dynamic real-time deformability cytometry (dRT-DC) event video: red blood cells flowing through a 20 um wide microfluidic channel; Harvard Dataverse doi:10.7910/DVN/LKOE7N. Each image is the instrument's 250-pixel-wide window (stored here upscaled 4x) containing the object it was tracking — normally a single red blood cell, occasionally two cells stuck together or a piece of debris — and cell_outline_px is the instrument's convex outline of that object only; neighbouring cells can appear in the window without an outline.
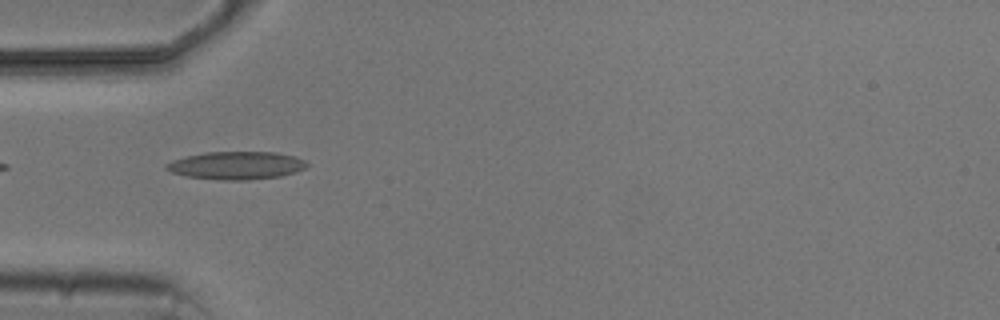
{"species": "common noctule bat (a hibernating species)", "species_latin": "Nyctalus noctula", "temperature_condition": "cold", "stored_images_in_passage": 6, "camera_frame_rate_fps": 3000, "um_per_image_px": 0.085, "animal": {"sex": "male", "body_mass_g": 20.5, "forearm_length_mm": 52.5}, "frame": {"image": 1, "passage_image": 4, "time_ms": 3.333, "image_size_px": [1000, 320], "cell_outline_px": [[308, 164], [304, 168], [296, 172], [280, 176], [248, 180], [220, 180], [188, 176], [172, 172], [164, 168], [164, 164], [172, 160], [204, 152], [276, 152], [296, 156], [304, 160]], "centroid_in_image_um": [20.09, 14.06], "position_along_channel_um": 64.9, "area_um2": 22.83}}
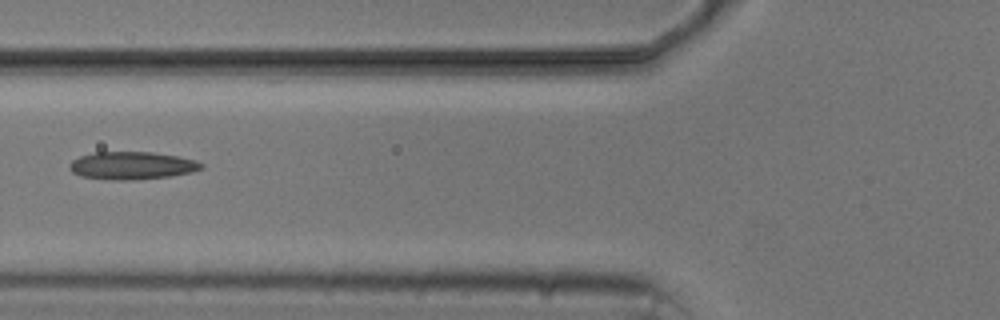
{"frame": {"image": 2, "passage_image": 5, "time_ms": 4.667, "image_size_px": [1000, 320], "cell_outline_px": [[204, 168], [192, 172], [172, 176], [136, 180], [112, 180], [80, 176], [72, 172], [68, 168], [68, 164], [72, 160], [80, 156], [92, 152], [152, 152], [176, 156], [196, 160], [204, 164]], "centroid_in_image_um": [11.21, 14.08], "position_along_channel_um": 114.6, "area_um2": 21.56}}
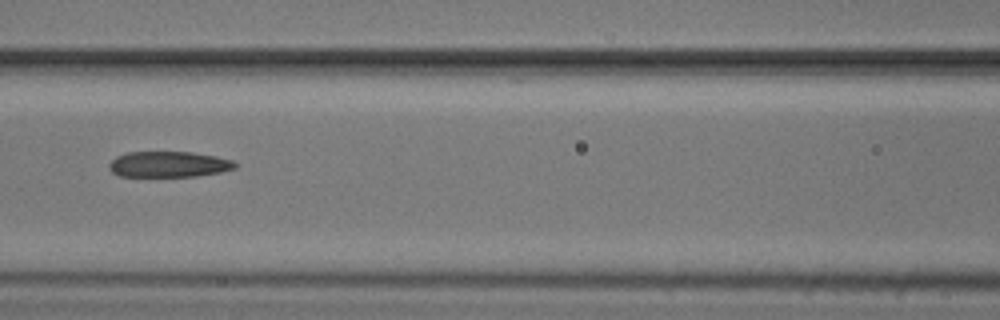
{"frame": {"image": 3, "passage_image": 6, "time_ms": 5.667, "image_size_px": [1000, 320], "cell_outline_px": [[240, 164], [236, 168], [220, 172], [196, 176], [120, 176], [112, 172], [108, 168], [108, 164], [116, 156], [128, 152], [192, 152], [216, 156], [232, 160]], "centroid_in_image_um": [14.36, 13.96], "position_along_channel_um": 152.2, "area_um2": 19.02}}